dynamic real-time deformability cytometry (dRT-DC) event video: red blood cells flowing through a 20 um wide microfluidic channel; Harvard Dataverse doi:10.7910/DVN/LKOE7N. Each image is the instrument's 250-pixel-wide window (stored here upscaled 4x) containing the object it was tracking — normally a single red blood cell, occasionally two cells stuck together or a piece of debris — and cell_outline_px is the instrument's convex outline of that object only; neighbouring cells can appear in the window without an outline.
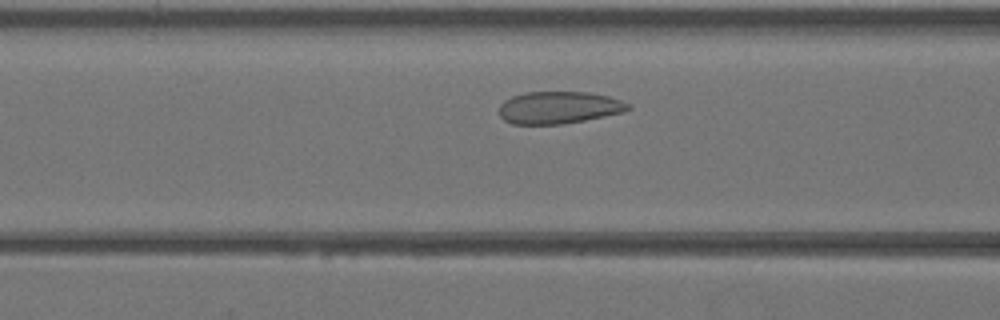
{"species": "Egyptian fruit bat (a non-hibernating species)", "species_latin": "Rousettus aegyptiacus", "temperature_condition": "warm", "stored_images_in_passage": 33, "camera_frame_rate_fps": 3000, "um_per_image_px": 0.085, "animal": {"sex": "female"}, "frame": {"image": 1, "passage_image": 8, "time_ms": 2.333, "image_size_px": [1000, 320], "cell_outline_px": [[632, 108], [624, 112], [584, 120], [560, 124], [512, 124], [504, 120], [500, 116], [500, 104], [504, 100], [512, 96], [524, 92], [592, 92], [608, 96], [620, 100], [628, 104]], "centroid_in_image_um": [47.49, 9.13], "position_along_channel_um": 119.1, "area_um2": 24.22}}
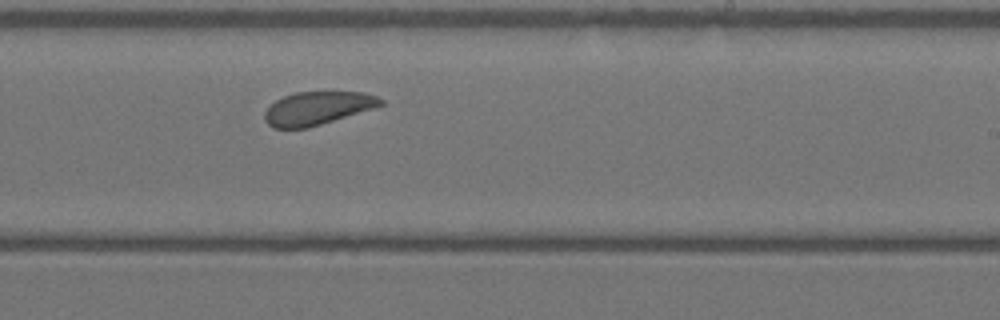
{"frame": {"image": 2, "passage_image": 17, "time_ms": 5.333, "image_size_px": [1000, 320], "cell_outline_px": [[384, 104], [376, 108], [308, 128], [272, 128], [264, 120], [264, 112], [276, 100], [284, 96], [296, 92], [364, 92], [376, 96], [384, 100]], "centroid_in_image_um": [27.01, 9.2], "position_along_channel_um": 262.0, "area_um2": 22.54}}
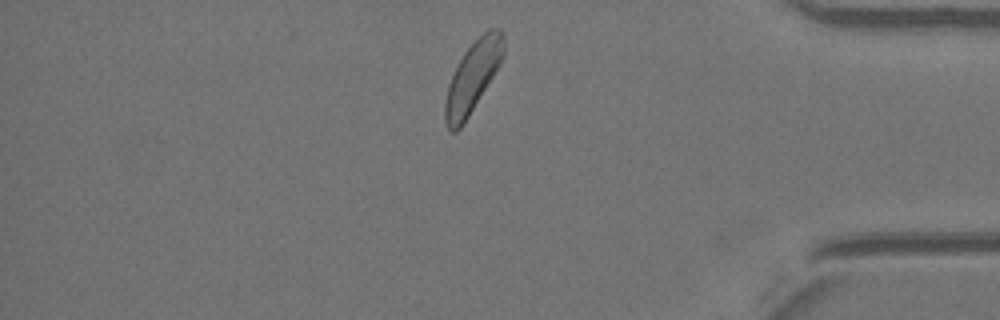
{"frame": {"image": 3, "passage_image": 27, "time_ms": 8.667, "image_size_px": [1000, 320], "cell_outline_px": [[504, 56], [500, 64], [468, 116], [460, 128], [456, 132], [452, 132], [448, 128], [444, 120], [444, 104], [448, 84], [464, 52], [488, 28], [500, 28], [504, 32]], "centroid_in_image_um": [40.19, 6.52], "position_along_channel_um": 395.0, "area_um2": 23.7}}